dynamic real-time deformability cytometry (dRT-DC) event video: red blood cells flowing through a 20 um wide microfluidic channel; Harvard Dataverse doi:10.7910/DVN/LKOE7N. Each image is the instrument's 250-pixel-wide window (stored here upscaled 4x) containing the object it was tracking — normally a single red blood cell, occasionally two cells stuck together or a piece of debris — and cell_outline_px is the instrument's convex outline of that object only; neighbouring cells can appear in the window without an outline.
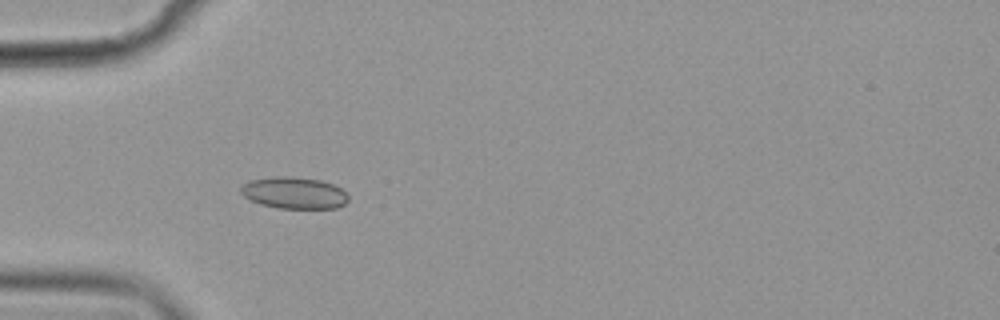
{"species": "common noctule bat (a hibernating species)", "species_latin": "Nyctalus noctula", "temperature_condition": "cold", "stored_images_in_passage": 40, "camera_frame_rate_fps": 3000, "um_per_image_px": 0.085, "animal": {"sex": "female", "body_mass_g": 19.9}, "frame": {"image": 1, "passage_image": 1, "time_ms": 0.0, "image_size_px": [1000, 320], "cell_outline_px": [[348, 200], [344, 204], [336, 208], [276, 208], [260, 204], [244, 196], [240, 192], [240, 188], [248, 180], [276, 176], [288, 176], [320, 180], [332, 184], [340, 188], [348, 196]], "centroid_in_image_um": [24.97, 16.39], "position_along_channel_um": 60.0, "area_um2": 19.77}}
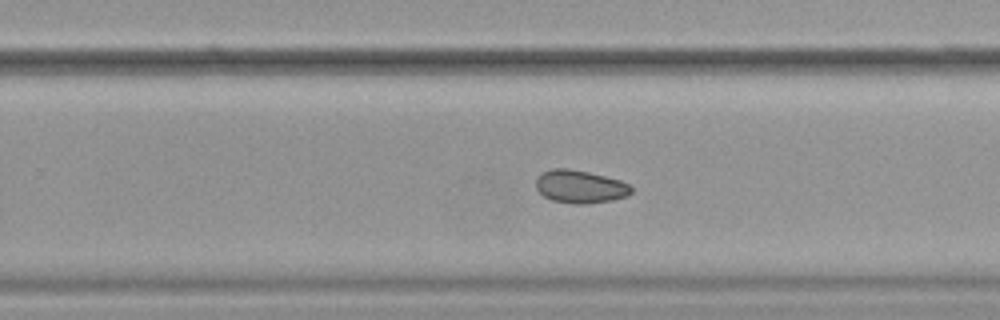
{"frame": {"image": 2, "passage_image": 20, "time_ms": 6.333, "image_size_px": [1000, 320], "cell_outline_px": [[632, 192], [628, 196], [612, 200], [584, 204], [576, 204], [552, 200], [544, 196], [536, 188], [536, 176], [540, 172], [552, 168], [568, 168], [588, 172], [620, 180], [628, 184], [632, 188]], "centroid_in_image_um": [49.28, 15.85], "position_along_channel_um": 280.5, "area_um2": 18.38}}
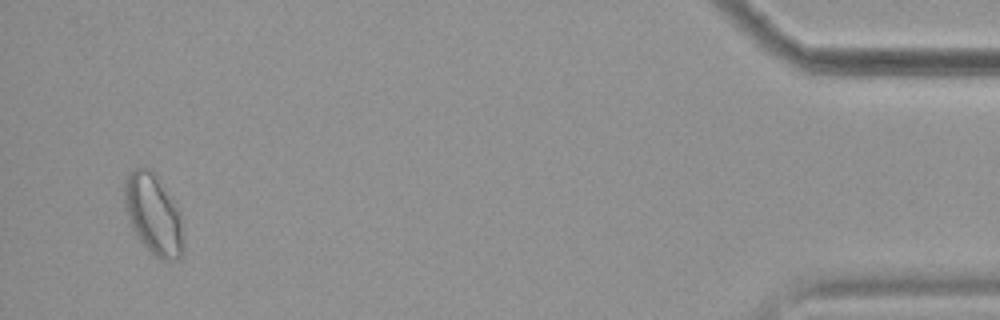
{"frame": {"image": 3, "passage_image": 38, "time_ms": 12.333, "image_size_px": [1000, 320], "cell_outline_px": [[184, 252], [176, 260], [160, 260], [136, 236], [128, 220], [124, 204], [124, 180], [128, 172], [144, 164], [152, 168], [176, 204], [180, 212], [184, 248]], "centroid_in_image_um": [13.03, 18.16], "position_along_channel_um": 422.2, "area_um2": 28.15}, "authors_computed_cell_mechanics": {"area_um2": 18.6694, "velocity_mm_per_s": 3.5714, "shape_relaxation_time_tau1_ms": null, "shape_relaxation_time_tau2_ms": 4.5782, "deformation_change_tau1": null, "deformation_change_tau2": 0.0638}}